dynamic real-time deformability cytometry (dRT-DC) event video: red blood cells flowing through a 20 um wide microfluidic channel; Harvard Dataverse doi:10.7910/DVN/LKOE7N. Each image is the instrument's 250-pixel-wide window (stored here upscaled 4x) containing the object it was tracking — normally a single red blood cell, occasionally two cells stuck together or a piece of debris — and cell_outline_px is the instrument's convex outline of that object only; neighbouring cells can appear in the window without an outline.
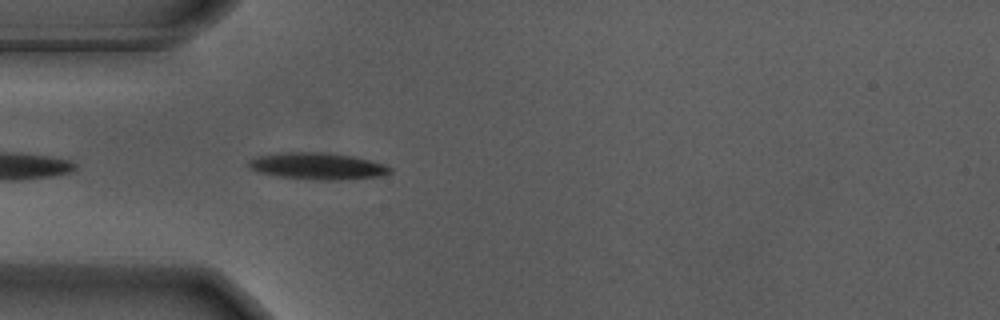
{"species": "Egyptian fruit bat (a non-hibernating species)", "species_latin": "Rousettus aegyptiacus", "temperature_condition": "warm", "stored_images_in_passage": 42, "camera_frame_rate_fps": 3000, "um_per_image_px": 0.085, "animal": {"sex": "male"}, "frame": {"image": 1, "passage_image": 2, "time_ms": 0.333, "image_size_px": [1000, 320], "cell_outline_px": [[392, 172], [380, 176], [344, 180], [320, 180], [280, 176], [260, 172], [248, 168], [248, 160], [256, 156], [280, 152], [324, 152], [352, 156], [384, 164], [392, 168]], "centroid_in_image_um": [26.98, 14.11], "position_along_channel_um": 58.0, "area_um2": 22.02}}
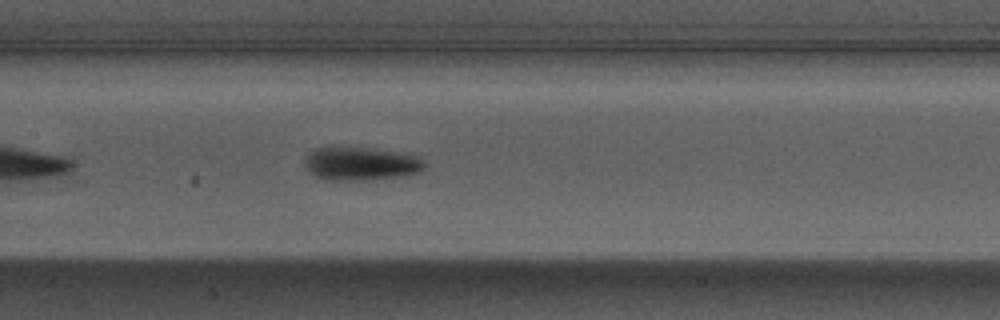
{"frame": {"image": 2, "passage_image": 12, "time_ms": 3.667, "image_size_px": [1000, 320], "cell_outline_px": [[428, 168], [424, 172], [404, 176], [380, 180], [324, 180], [308, 172], [304, 168], [304, 156], [308, 152], [316, 148], [328, 144], [336, 144], [372, 148], [420, 156], [428, 164]], "centroid_in_image_um": [30.67, 13.89], "position_along_channel_um": 176.7, "area_um2": 24.97}}
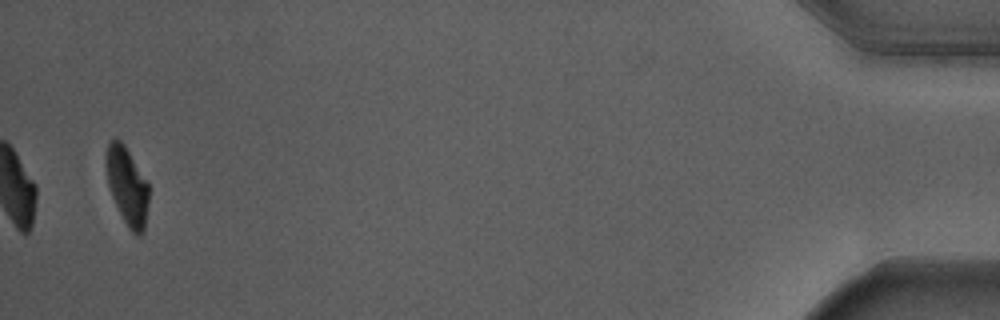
{"frame": {"image": 3, "passage_image": 40, "time_ms": 13.0, "image_size_px": [1000, 320], "cell_outline_px": [[148, 204], [144, 232], [140, 236], [136, 236], [128, 228], [112, 196], [108, 184], [108, 144], [112, 140], [120, 140], [124, 144], [148, 184]], "centroid_in_image_um": [10.85, 15.9], "position_along_channel_um": 424.3, "area_um2": 18.55}, "authors_computed_cell_mechanics": {"area_um2": 22.0218, "velocity_mm_per_s": 3.6536, "shape_relaxation_time_tau1_ms": 2.084, "shape_relaxation_time_tau2_ms": 3.3232, "deformation_change_tau1": 0.1637, "deformation_change_tau2": 0.0804}}